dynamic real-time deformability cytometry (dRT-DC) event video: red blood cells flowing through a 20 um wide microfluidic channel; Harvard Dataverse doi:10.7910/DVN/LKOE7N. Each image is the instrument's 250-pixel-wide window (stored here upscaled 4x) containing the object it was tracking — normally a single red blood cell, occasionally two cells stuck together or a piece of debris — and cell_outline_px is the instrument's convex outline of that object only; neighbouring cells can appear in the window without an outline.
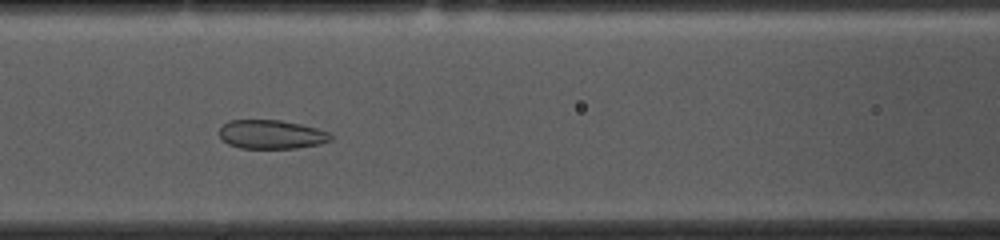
{"species": "common noctule bat (a hibernating species)", "species_latin": "Nyctalus noctula", "temperature_condition": "cold", "stored_images_in_passage": 51, "camera_frame_rate_fps": 3000, "um_per_image_px": 0.085, "animal": {"sex": "female", "body_mass_g": 10.0, "forearm_length_mm": 53.1}, "frame": {"image": 1, "passage_image": 19, "time_ms": 6.0, "image_size_px": [1000, 240], "cell_outline_px": [[332, 140], [320, 144], [296, 148], [240, 148], [228, 144], [220, 136], [220, 128], [228, 120], [280, 120], [300, 124], [316, 128], [328, 132], [332, 136]], "centroid_in_image_um": [23.08, 11.42], "position_along_channel_um": 143.5, "area_um2": 18.67}}
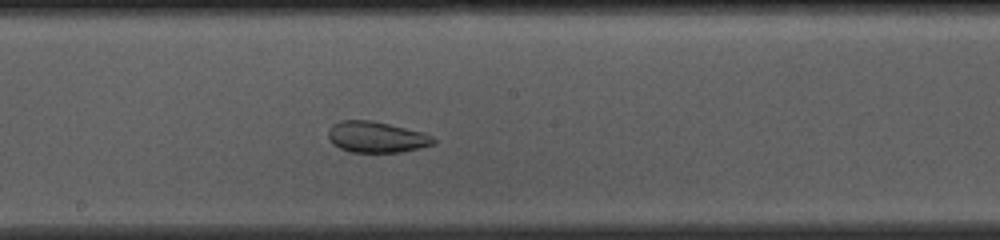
{"frame": {"image": 2, "passage_image": 25, "time_ms": 8.0, "image_size_px": [1000, 240], "cell_outline_px": [[436, 144], [400, 152], [348, 152], [332, 144], [328, 136], [328, 132], [332, 124], [340, 120], [372, 120], [424, 132], [432, 136], [436, 140]], "centroid_in_image_um": [31.99, 11.64], "position_along_channel_um": 216.2, "area_um2": 19.19}}
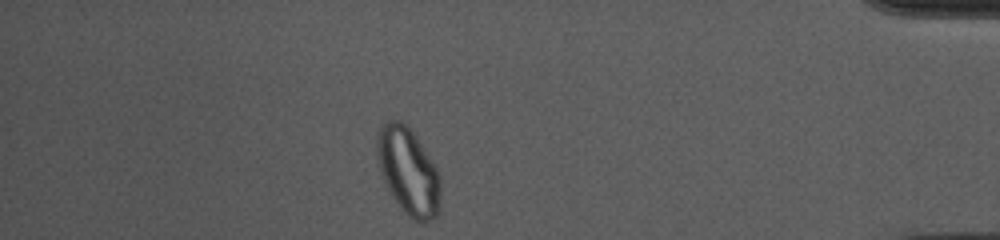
{"frame": {"image": 3, "passage_image": 44, "time_ms": 14.333, "image_size_px": [1000, 240], "cell_outline_px": [[440, 212], [432, 220], [416, 220], [408, 216], [400, 208], [388, 188], [380, 172], [376, 156], [376, 136], [380, 124], [388, 120], [400, 120], [408, 124], [416, 136], [436, 168], [440, 176]], "centroid_in_image_um": [34.68, 14.51], "position_along_channel_um": 400.5, "area_um2": 32.37}, "authors_computed_cell_mechanics": {"area_um2": 25.0852, "velocity_mm_per_s": 3.6414, "shape_relaxation_time_tau1_ms": null, "shape_relaxation_time_tau2_ms": 1.4435, "deformation_change_tau1": null, "deformation_change_tau2": 0.0669}}